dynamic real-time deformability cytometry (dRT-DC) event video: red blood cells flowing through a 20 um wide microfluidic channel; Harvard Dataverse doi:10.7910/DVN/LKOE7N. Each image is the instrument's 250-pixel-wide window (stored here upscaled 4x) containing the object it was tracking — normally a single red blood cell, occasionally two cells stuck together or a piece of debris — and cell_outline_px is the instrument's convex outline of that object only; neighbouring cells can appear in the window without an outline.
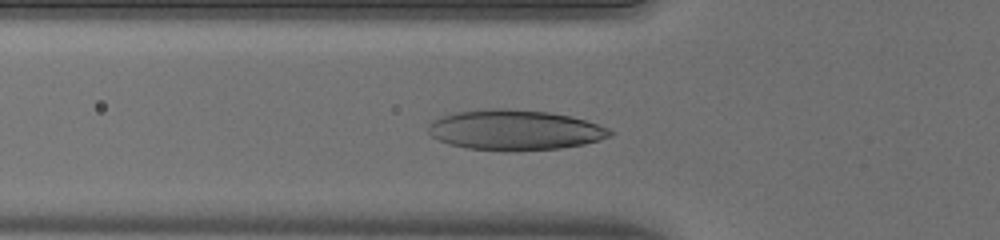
{"species": "human", "species_latin": "Homo sapiens", "temperature_condition": "warm", "stored_images_in_passage": 38, "camera_frame_rate_fps": 3000, "um_per_image_px": 0.085, "donor": {"sex": "male"}, "frame": {"image": 1, "passage_image": 11, "time_ms": 3.333, "image_size_px": [1000, 240], "cell_outline_px": [[616, 132], [612, 136], [600, 140], [584, 144], [560, 148], [512, 152], [504, 152], [464, 148], [448, 144], [432, 136], [428, 132], [428, 124], [432, 120], [440, 116], [456, 112], [492, 108], [508, 108], [548, 112], [572, 116], [608, 128]], "centroid_in_image_um": [43.74, 11.06], "position_along_channel_um": 82.1, "area_um2": 43.23}}
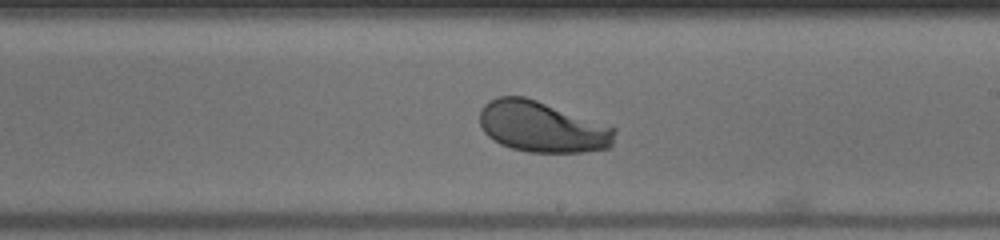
{"frame": {"image": 2, "passage_image": 23, "time_ms": 7.333, "image_size_px": [1000, 240], "cell_outline_px": [[616, 132], [612, 144], [608, 148], [584, 152], [528, 152], [512, 148], [500, 144], [488, 136], [484, 132], [480, 124], [480, 108], [488, 100], [496, 96], [524, 96], [536, 100], [616, 128]], "centroid_in_image_um": [46.05, 10.78], "position_along_channel_um": 243.0, "area_um2": 39.94}}
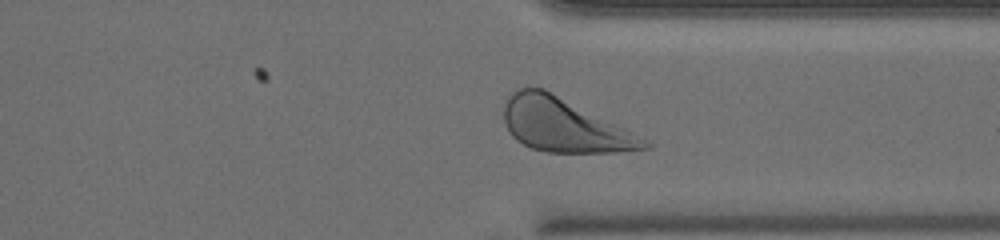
{"frame": {"image": 3, "passage_image": 32, "time_ms": 10.333, "image_size_px": [1000, 240], "cell_outline_px": [[652, 148], [616, 152], [548, 152], [532, 148], [516, 140], [512, 136], [504, 120], [504, 104], [508, 96], [512, 92], [520, 88], [544, 88], [624, 128], [652, 144]], "centroid_in_image_um": [47.91, 10.64], "position_along_channel_um": 363.5, "area_um2": 43.06}, "authors_computed_cell_mechanics": {"area_um2": 41.0669, "velocity_mm_per_s": 4.0078, "shape_relaxation_time_tau1_ms": 2.5174, "shape_relaxation_time_tau2_ms": null, "deformation_change_tau1": 0.1525, "deformation_change_tau2": null}}